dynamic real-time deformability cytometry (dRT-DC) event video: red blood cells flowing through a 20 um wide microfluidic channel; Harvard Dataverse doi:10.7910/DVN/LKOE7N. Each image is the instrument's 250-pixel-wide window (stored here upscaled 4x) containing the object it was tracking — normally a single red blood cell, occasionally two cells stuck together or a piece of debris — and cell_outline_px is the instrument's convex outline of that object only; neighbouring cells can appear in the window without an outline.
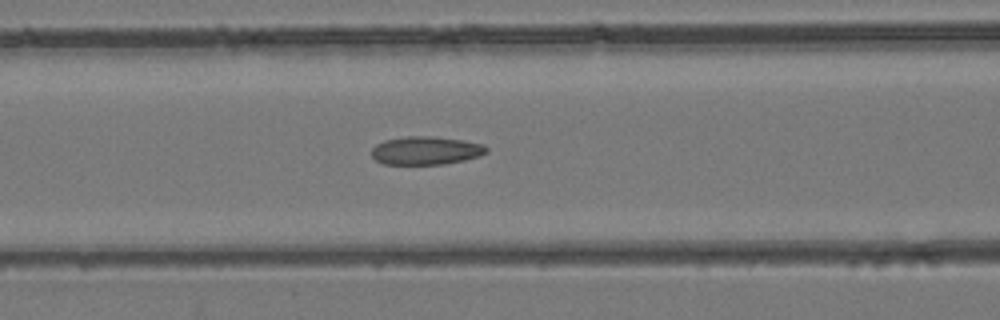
{"species": "common noctule bat (a hibernating species)", "species_latin": "Nyctalus noctula", "temperature_condition": "room temperature", "stored_images_in_passage": 34, "segment_of_instrument_passage": [1, 2], "camera_frame_rate_fps": 3000, "um_per_image_px": 0.085, "animal": {"sex": "female", "body_mass_g": 24.6, "forearm_length_mm": 56.2}, "frame": {"image": 1, "passage_image": 13, "time_ms": 4.0, "image_size_px": [1000, 320], "cell_outline_px": [[488, 152], [480, 156], [464, 160], [444, 164], [384, 164], [376, 160], [372, 156], [372, 148], [376, 144], [384, 140], [404, 136], [432, 136], [464, 140], [484, 144], [488, 148]], "centroid_in_image_um": [36.22, 12.79], "position_along_channel_um": 130.4, "area_um2": 19.07}}
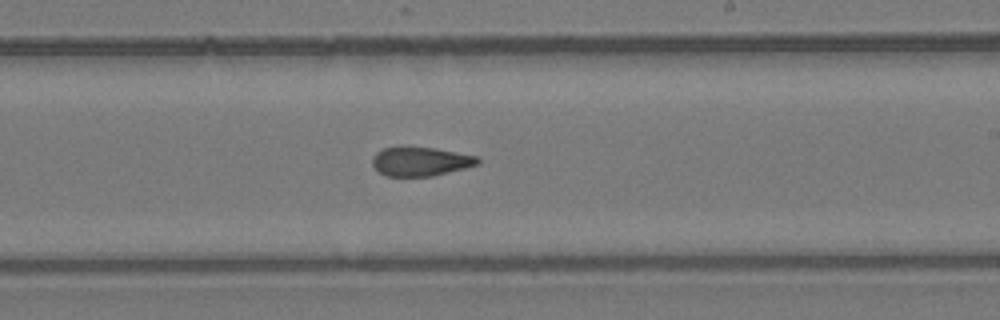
{"frame": {"image": 2, "passage_image": 21, "time_ms": 6.667, "image_size_px": [1000, 320], "cell_outline_px": [[480, 164], [432, 176], [384, 176], [372, 164], [372, 156], [376, 152], [384, 148], [400, 144], [408, 144], [436, 148], [480, 156]], "centroid_in_image_um": [35.73, 13.67], "position_along_channel_um": 253.3, "area_um2": 18.55}}
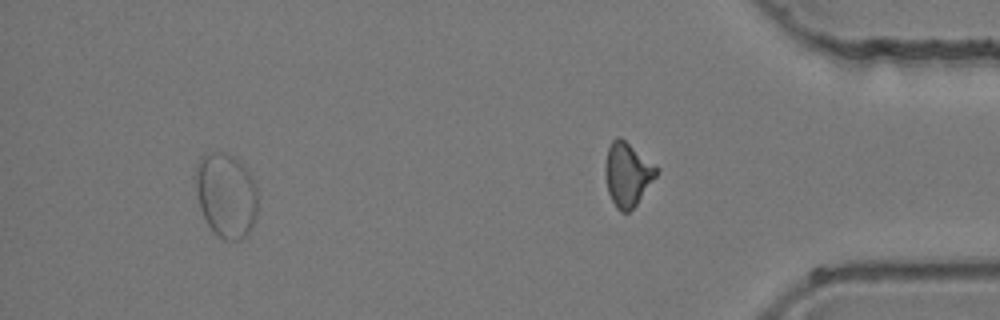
{"frame": {"image": 3, "passage_image": 30, "time_ms": 9.667, "image_size_px": [1000, 320], "cell_outline_px": [[256, 216], [248, 232], [240, 240], [224, 240], [208, 224], [200, 208], [192, 176], [196, 164], [200, 156], [204, 152], [224, 152], [240, 160], [248, 172], [256, 188]], "centroid_in_image_um": [19.15, 16.53], "position_along_channel_um": 416.0, "area_um2": 30.75}}